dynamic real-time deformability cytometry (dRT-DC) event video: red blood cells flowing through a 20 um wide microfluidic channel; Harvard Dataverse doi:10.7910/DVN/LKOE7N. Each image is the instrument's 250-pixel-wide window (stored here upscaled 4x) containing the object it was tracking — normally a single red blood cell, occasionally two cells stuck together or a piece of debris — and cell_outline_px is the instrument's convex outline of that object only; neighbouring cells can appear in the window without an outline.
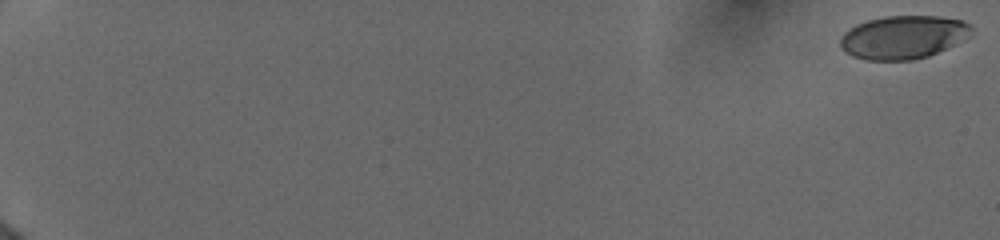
{"species": "human", "species_latin": "Homo sapiens", "temperature_condition": "cold", "stored_images_in_passage": 27, "camera_frame_rate_fps": 3000, "um_per_image_px": 0.085, "donor": {"sex": "female"}, "frame": {"image": 1, "passage_image": 1, "time_ms": 0.0, "image_size_px": [1000, 240], "cell_outline_px": [[972, 36], [964, 40], [928, 56], [912, 60], [864, 60], [852, 56], [844, 52], [840, 48], [840, 40], [844, 32], [848, 28], [856, 24], [868, 20], [884, 16], [940, 16], [964, 20], [972, 28]], "centroid_in_image_um": [76.77, 3.16], "position_along_channel_um": 8.2, "area_um2": 33.41}}
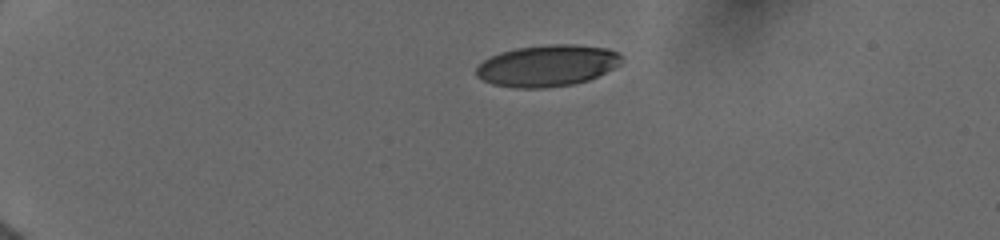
{"frame": {"image": 2, "passage_image": 23, "time_ms": 4.667, "image_size_px": [1000, 240], "cell_outline_px": [[624, 60], [620, 64], [588, 80], [572, 84], [544, 88], [516, 88], [492, 84], [476, 76], [476, 68], [484, 60], [500, 52], [516, 48], [548, 44], [572, 44], [608, 48], [616, 52]], "centroid_in_image_um": [46.5, 5.57], "position_along_channel_um": 38.5, "area_um2": 34.97}}